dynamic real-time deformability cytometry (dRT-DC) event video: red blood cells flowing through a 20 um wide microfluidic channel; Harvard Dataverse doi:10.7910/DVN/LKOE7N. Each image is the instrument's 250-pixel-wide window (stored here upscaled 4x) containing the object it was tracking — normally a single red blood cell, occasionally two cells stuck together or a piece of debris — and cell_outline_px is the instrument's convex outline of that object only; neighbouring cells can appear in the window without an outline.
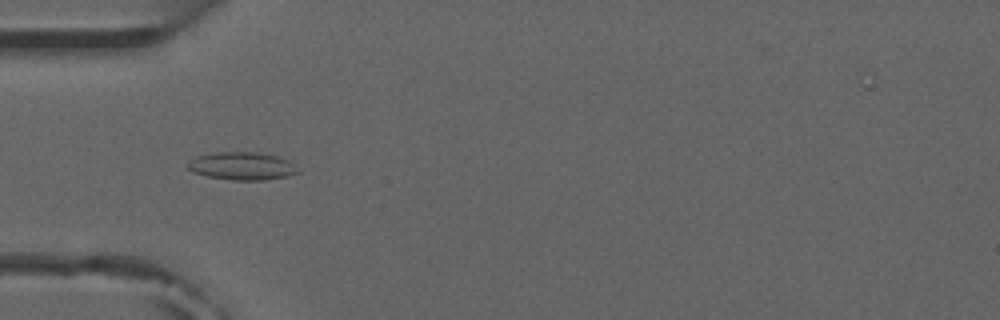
{"species": "common noctule bat (a hibernating species)", "species_latin": "Nyctalus noctula", "temperature_condition": "room temperature", "stored_images_in_passage": 7, "camera_frame_rate_fps": 3000, "um_per_image_px": 0.085, "animal": {"sex": "male", "forearm_length_mm": 52.5}, "frame": {"image": 1, "passage_image": 5, "time_ms": 4.667, "image_size_px": [1000, 320], "cell_outline_px": [[300, 172], [288, 176], [264, 180], [232, 180], [208, 176], [192, 172], [184, 168], [184, 164], [188, 160], [196, 156], [220, 152], [256, 152], [276, 156], [288, 160]], "centroid_in_image_um": [20.49, 14.11], "position_along_channel_um": 64.5, "area_um2": 17.98}}
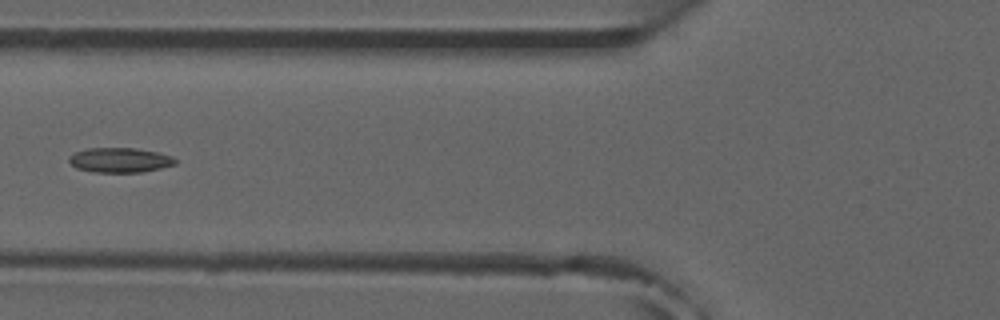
{"frame": {"image": 2, "passage_image": 6, "time_ms": 6.0, "image_size_px": [1000, 320], "cell_outline_px": [[176, 164], [160, 168], [140, 172], [92, 172], [76, 168], [68, 160], [68, 156], [76, 152], [88, 148], [136, 148], [156, 152], [172, 156], [176, 160]], "centroid_in_image_um": [10.17, 13.61], "position_along_channel_um": 115.6, "area_um2": 15.26}}
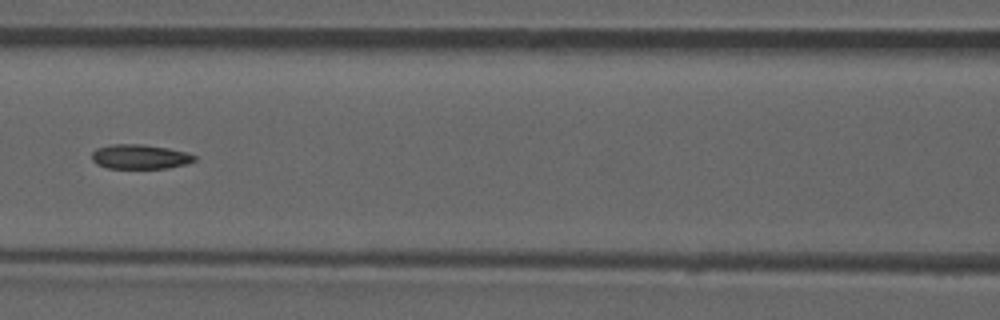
{"frame": {"image": 3, "passage_image": 7, "time_ms": 7.0, "image_size_px": [1000, 320], "cell_outline_px": [[196, 160], [184, 164], [168, 168], [108, 168], [96, 164], [92, 160], [92, 152], [96, 148], [112, 144], [144, 144], [168, 148], [188, 152], [196, 156]], "centroid_in_image_um": [11.89, 13.31], "position_along_channel_um": 154.7, "area_um2": 14.74}}